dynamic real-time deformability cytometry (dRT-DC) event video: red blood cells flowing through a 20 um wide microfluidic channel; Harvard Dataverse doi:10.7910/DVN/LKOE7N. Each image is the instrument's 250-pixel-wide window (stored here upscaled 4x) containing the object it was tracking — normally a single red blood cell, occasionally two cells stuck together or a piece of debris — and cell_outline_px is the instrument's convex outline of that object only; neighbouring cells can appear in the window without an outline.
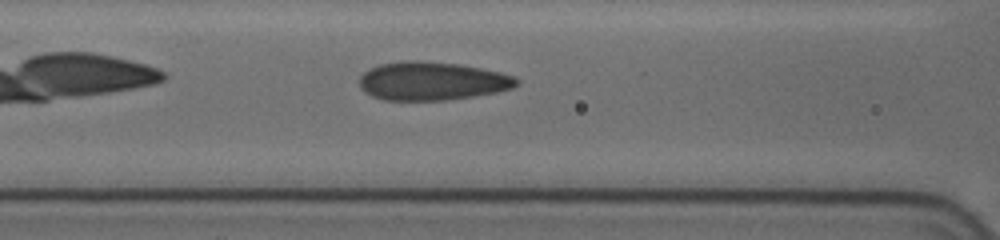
{"species": "human", "species_latin": "Homo sapiens", "temperature_condition": "cold", "stored_images_in_passage": 9, "camera_frame_rate_fps": 3000, "um_per_image_px": 0.085, "donor": {"sex": "female"}, "frame": {"image": 1, "passage_image": 7, "time_ms": 3.667, "image_size_px": [1000, 240], "cell_outline_px": [[520, 80], [512, 88], [496, 92], [448, 100], [384, 100], [372, 96], [364, 92], [360, 88], [360, 76], [368, 68], [380, 64], [404, 60], [416, 60], [456, 64], [480, 68], [512, 76]], "centroid_in_image_um": [36.65, 6.89], "position_along_channel_um": 129.9, "area_um2": 34.97}}
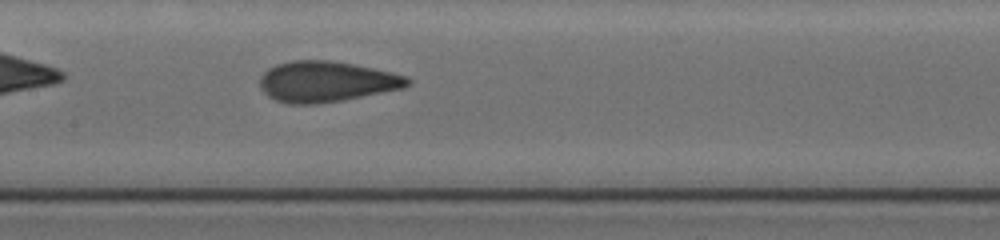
{"frame": {"image": 2, "passage_image": 9, "time_ms": 5.0, "image_size_px": [1000, 240], "cell_outline_px": [[412, 84], [404, 88], [320, 104], [288, 104], [276, 100], [268, 96], [260, 88], [260, 76], [268, 68], [276, 64], [292, 60], [332, 60], [392, 72], [408, 76], [412, 80]], "centroid_in_image_um": [27.74, 6.93], "position_along_channel_um": 179.7, "area_um2": 35.2}}